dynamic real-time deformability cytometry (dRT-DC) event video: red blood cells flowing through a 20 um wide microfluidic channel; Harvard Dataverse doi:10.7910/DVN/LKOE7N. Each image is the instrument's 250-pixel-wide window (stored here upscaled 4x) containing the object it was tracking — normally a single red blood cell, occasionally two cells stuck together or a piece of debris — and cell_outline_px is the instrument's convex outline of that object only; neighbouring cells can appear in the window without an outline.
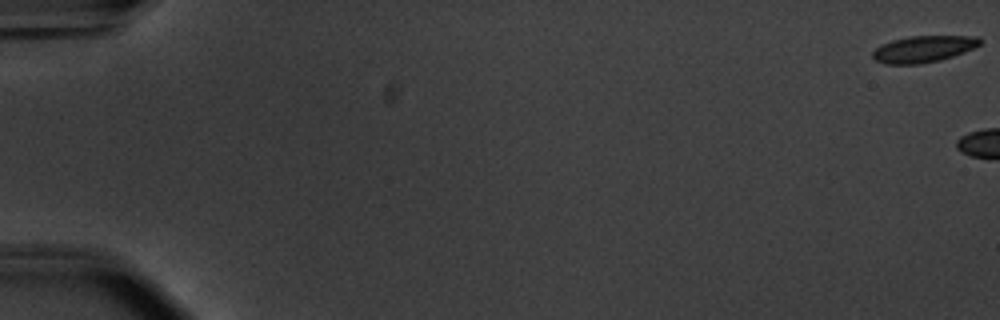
{"species": "common noctule bat (a hibernating species)", "species_latin": "Nyctalus noctula", "temperature_condition": "warm", "stored_images_in_passage": 5, "camera_frame_rate_fps": 3000, "um_per_image_px": 0.085, "animal": {"sex": "male", "body_mass_g": 20.1, "forearm_length_mm": 53.5}, "frame": {"image": 1, "passage_image": 1, "time_ms": 0.0, "image_size_px": [1000, 320], "cell_outline_px": [[980, 44], [976, 48], [940, 60], [920, 64], [884, 64], [876, 60], [872, 56], [872, 52], [876, 48], [892, 40], [908, 36], [976, 36], [980, 40]], "centroid_in_image_um": [78.49, 4.17], "position_along_channel_um": 6.5, "area_um2": 16.53}}